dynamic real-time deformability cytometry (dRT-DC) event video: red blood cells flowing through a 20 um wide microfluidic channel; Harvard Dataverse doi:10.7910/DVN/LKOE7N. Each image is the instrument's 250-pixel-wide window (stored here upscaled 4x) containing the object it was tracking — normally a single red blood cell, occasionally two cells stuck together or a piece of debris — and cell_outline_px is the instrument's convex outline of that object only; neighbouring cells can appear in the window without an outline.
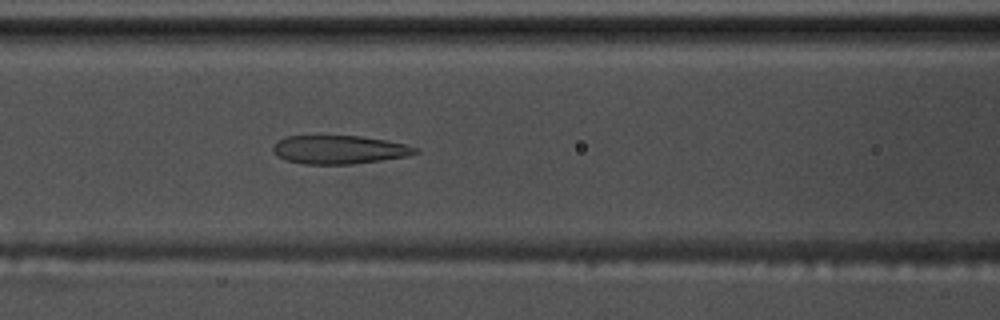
{"species": "common noctule bat (a hibernating species)", "species_latin": "Nyctalus noctula", "temperature_condition": "warm", "stored_images_in_passage": 38, "camera_frame_rate_fps": 3000, "um_per_image_px": 0.085, "animal": {"sex": "male", "body_mass_g": 17.5, "forearm_length_mm": 52.3}, "frame": {"image": 1, "passage_image": 12, "time_ms": 3.667, "image_size_px": [1000, 320], "cell_outline_px": [[420, 152], [408, 156], [352, 164], [304, 164], [288, 160], [280, 156], [272, 148], [280, 140], [288, 136], [360, 136], [388, 140], [420, 148]], "centroid_in_image_um": [28.93, 12.72], "position_along_channel_um": 137.7, "area_um2": 23.35}}
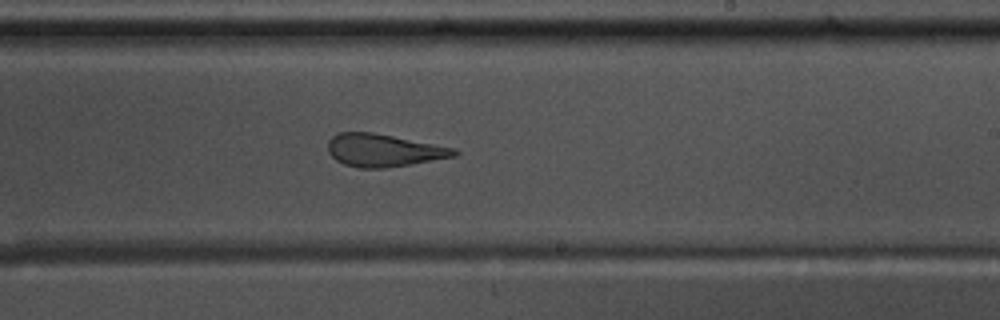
{"frame": {"image": 2, "passage_image": 22, "time_ms": 7.0, "image_size_px": [1000, 320], "cell_outline_px": [[460, 152], [456, 156], [384, 168], [360, 168], [344, 164], [336, 160], [328, 152], [328, 140], [332, 136], [340, 132], [372, 132], [456, 148]], "centroid_in_image_um": [32.59, 12.77], "position_along_channel_um": 256.4, "area_um2": 23.87}}